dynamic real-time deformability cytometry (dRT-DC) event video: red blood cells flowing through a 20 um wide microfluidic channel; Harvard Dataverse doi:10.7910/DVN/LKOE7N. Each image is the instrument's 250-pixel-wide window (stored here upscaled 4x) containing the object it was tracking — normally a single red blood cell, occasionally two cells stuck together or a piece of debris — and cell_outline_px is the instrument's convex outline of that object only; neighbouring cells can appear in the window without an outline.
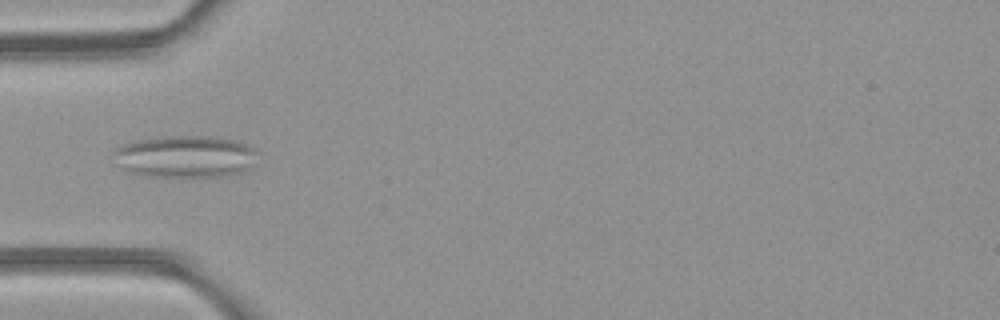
{"species": "common noctule bat (a hibernating species)", "species_latin": "Nyctalus noctula", "temperature_condition": "room temperature", "stored_images_in_passage": 4, "camera_frame_rate_fps": 3000, "um_per_image_px": 0.085, "animal": {"sex": "female", "body_mass_g": 21.9}, "frame": {"image": 1, "passage_image": 4, "time_ms": 3.333, "image_size_px": [1000, 320], "cell_outline_px": [[252, 168], [240, 172], [216, 176], [148, 176], [132, 172], [112, 164], [112, 152], [120, 144], [136, 140], [164, 136], [220, 136], [248, 144], [252, 148]], "centroid_in_image_um": [15.62, 13.28], "position_along_channel_um": 69.4, "area_um2": 35.32}}